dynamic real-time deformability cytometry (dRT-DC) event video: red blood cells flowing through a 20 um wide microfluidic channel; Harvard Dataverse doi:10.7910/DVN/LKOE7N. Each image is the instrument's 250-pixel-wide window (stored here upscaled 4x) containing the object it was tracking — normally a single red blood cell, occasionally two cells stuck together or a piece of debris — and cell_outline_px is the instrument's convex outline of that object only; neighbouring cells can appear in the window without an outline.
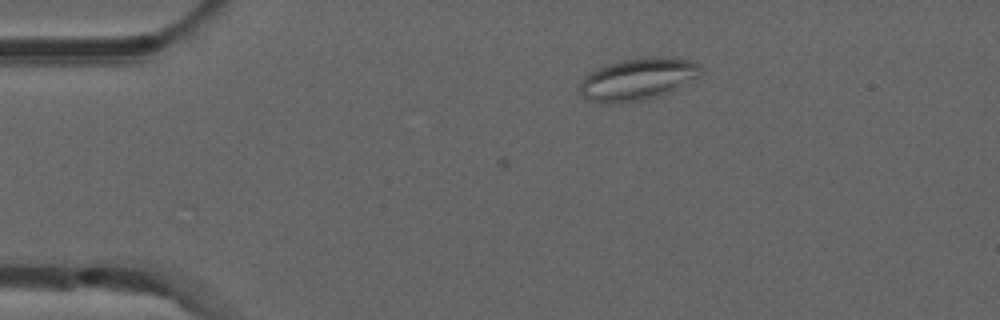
{"species": "common noctule bat (a hibernating species)", "species_latin": "Nyctalus noctula", "temperature_condition": "room temperature", "stored_images_in_passage": 7, "camera_frame_rate_fps": 3000, "um_per_image_px": 0.085, "animal": {"sex": "male", "forearm_length_mm": 52.5}, "frame": {"image": 1, "passage_image": 7, "time_ms": 2.0, "image_size_px": [1000, 320], "cell_outline_px": [[704, 68], [700, 76], [672, 92], [648, 100], [620, 104], [604, 104], [592, 100], [584, 96], [580, 92], [580, 84], [584, 76], [588, 72], [604, 64], [644, 56], [672, 56], [692, 60], [700, 64]], "centroid_in_image_um": [54.27, 6.72], "position_along_channel_um": 30.7, "area_um2": 30.75}}